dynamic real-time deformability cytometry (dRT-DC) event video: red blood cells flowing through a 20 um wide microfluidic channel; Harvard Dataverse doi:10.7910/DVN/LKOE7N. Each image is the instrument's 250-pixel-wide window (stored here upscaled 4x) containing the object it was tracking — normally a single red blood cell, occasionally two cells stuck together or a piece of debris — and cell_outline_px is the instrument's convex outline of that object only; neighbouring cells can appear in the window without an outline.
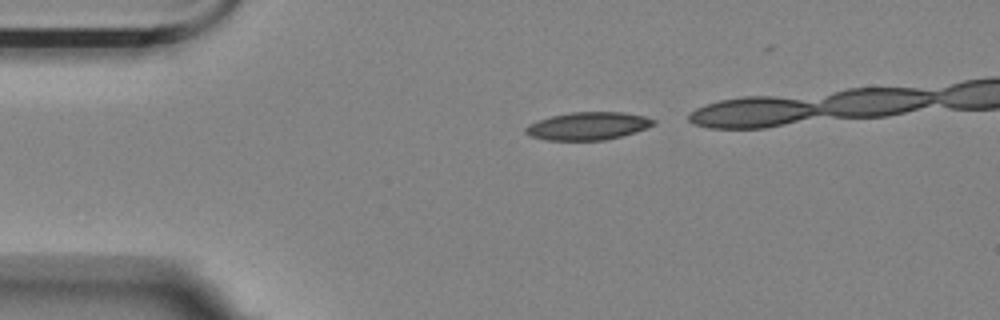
{"species": "Egyptian fruit bat (a non-hibernating species)", "species_latin": "Rousettus aegyptiacus", "temperature_condition": "room temperature", "stored_images_in_passage": 3, "camera_frame_rate_fps": 3000, "um_per_image_px": 0.085, "animal": {"sex": "female"}, "frame": {"image": 1, "passage_image": 1, "time_ms": 0.0, "image_size_px": [1000, 320], "cell_outline_px": [[656, 124], [636, 132], [604, 140], [548, 140], [532, 136], [524, 132], [524, 128], [528, 124], [536, 120], [552, 116], [572, 112], [620, 112], [644, 116], [656, 120]], "centroid_in_image_um": [49.97, 10.7], "position_along_channel_um": 35.0, "area_um2": 20.63}}